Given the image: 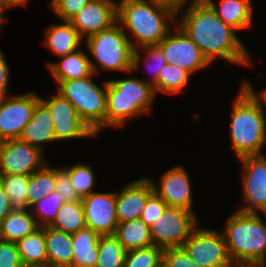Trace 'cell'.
<instances>
[{
	"instance_id": "27",
	"label": "cell",
	"mask_w": 266,
	"mask_h": 267,
	"mask_svg": "<svg viewBox=\"0 0 266 267\" xmlns=\"http://www.w3.org/2000/svg\"><path fill=\"white\" fill-rule=\"evenodd\" d=\"M38 227L31 212H10L0 222L2 240L15 243L32 233Z\"/></svg>"
},
{
	"instance_id": "21",
	"label": "cell",
	"mask_w": 266,
	"mask_h": 267,
	"mask_svg": "<svg viewBox=\"0 0 266 267\" xmlns=\"http://www.w3.org/2000/svg\"><path fill=\"white\" fill-rule=\"evenodd\" d=\"M217 16L236 31L246 29L253 23L251 0H220L217 6L213 0H205Z\"/></svg>"
},
{
	"instance_id": "35",
	"label": "cell",
	"mask_w": 266,
	"mask_h": 267,
	"mask_svg": "<svg viewBox=\"0 0 266 267\" xmlns=\"http://www.w3.org/2000/svg\"><path fill=\"white\" fill-rule=\"evenodd\" d=\"M162 253L163 250L155 245L128 250L123 267H161Z\"/></svg>"
},
{
	"instance_id": "36",
	"label": "cell",
	"mask_w": 266,
	"mask_h": 267,
	"mask_svg": "<svg viewBox=\"0 0 266 267\" xmlns=\"http://www.w3.org/2000/svg\"><path fill=\"white\" fill-rule=\"evenodd\" d=\"M142 49L146 53V57L144 58L146 67L149 71H151V79L149 83L153 85L157 81V77L160 69L166 65V60L164 58L163 51L158 44L153 45H145L142 47H138V49Z\"/></svg>"
},
{
	"instance_id": "33",
	"label": "cell",
	"mask_w": 266,
	"mask_h": 267,
	"mask_svg": "<svg viewBox=\"0 0 266 267\" xmlns=\"http://www.w3.org/2000/svg\"><path fill=\"white\" fill-rule=\"evenodd\" d=\"M64 202L62 196L55 190L34 203L30 207V211L38 226H49Z\"/></svg>"
},
{
	"instance_id": "37",
	"label": "cell",
	"mask_w": 266,
	"mask_h": 267,
	"mask_svg": "<svg viewBox=\"0 0 266 267\" xmlns=\"http://www.w3.org/2000/svg\"><path fill=\"white\" fill-rule=\"evenodd\" d=\"M91 0H51L49 7L60 20L70 21Z\"/></svg>"
},
{
	"instance_id": "9",
	"label": "cell",
	"mask_w": 266,
	"mask_h": 267,
	"mask_svg": "<svg viewBox=\"0 0 266 267\" xmlns=\"http://www.w3.org/2000/svg\"><path fill=\"white\" fill-rule=\"evenodd\" d=\"M182 248L200 267H235L222 232L197 226Z\"/></svg>"
},
{
	"instance_id": "19",
	"label": "cell",
	"mask_w": 266,
	"mask_h": 267,
	"mask_svg": "<svg viewBox=\"0 0 266 267\" xmlns=\"http://www.w3.org/2000/svg\"><path fill=\"white\" fill-rule=\"evenodd\" d=\"M53 118L49 109L40 101L32 114L29 123L22 130L19 140L27 142L31 146L45 149L44 143L54 142Z\"/></svg>"
},
{
	"instance_id": "7",
	"label": "cell",
	"mask_w": 266,
	"mask_h": 267,
	"mask_svg": "<svg viewBox=\"0 0 266 267\" xmlns=\"http://www.w3.org/2000/svg\"><path fill=\"white\" fill-rule=\"evenodd\" d=\"M93 72L81 79L63 80L57 86L59 92L76 110L80 118L96 134L105 128L107 80L103 88L93 82Z\"/></svg>"
},
{
	"instance_id": "32",
	"label": "cell",
	"mask_w": 266,
	"mask_h": 267,
	"mask_svg": "<svg viewBox=\"0 0 266 267\" xmlns=\"http://www.w3.org/2000/svg\"><path fill=\"white\" fill-rule=\"evenodd\" d=\"M126 252L114 235H100L95 267H123Z\"/></svg>"
},
{
	"instance_id": "4",
	"label": "cell",
	"mask_w": 266,
	"mask_h": 267,
	"mask_svg": "<svg viewBox=\"0 0 266 267\" xmlns=\"http://www.w3.org/2000/svg\"><path fill=\"white\" fill-rule=\"evenodd\" d=\"M230 138L237 159L263 154L266 145V111L242 85L232 106Z\"/></svg>"
},
{
	"instance_id": "18",
	"label": "cell",
	"mask_w": 266,
	"mask_h": 267,
	"mask_svg": "<svg viewBox=\"0 0 266 267\" xmlns=\"http://www.w3.org/2000/svg\"><path fill=\"white\" fill-rule=\"evenodd\" d=\"M125 185L119 193H116L118 223L140 218L148 198L154 193L151 181L147 176Z\"/></svg>"
},
{
	"instance_id": "20",
	"label": "cell",
	"mask_w": 266,
	"mask_h": 267,
	"mask_svg": "<svg viewBox=\"0 0 266 267\" xmlns=\"http://www.w3.org/2000/svg\"><path fill=\"white\" fill-rule=\"evenodd\" d=\"M78 49L60 57L58 63H47V69L52 73L57 85L63 80L81 79L93 73L89 56Z\"/></svg>"
},
{
	"instance_id": "49",
	"label": "cell",
	"mask_w": 266,
	"mask_h": 267,
	"mask_svg": "<svg viewBox=\"0 0 266 267\" xmlns=\"http://www.w3.org/2000/svg\"><path fill=\"white\" fill-rule=\"evenodd\" d=\"M235 267H251V266H235Z\"/></svg>"
},
{
	"instance_id": "41",
	"label": "cell",
	"mask_w": 266,
	"mask_h": 267,
	"mask_svg": "<svg viewBox=\"0 0 266 267\" xmlns=\"http://www.w3.org/2000/svg\"><path fill=\"white\" fill-rule=\"evenodd\" d=\"M0 267H22L17 243L0 242Z\"/></svg>"
},
{
	"instance_id": "12",
	"label": "cell",
	"mask_w": 266,
	"mask_h": 267,
	"mask_svg": "<svg viewBox=\"0 0 266 267\" xmlns=\"http://www.w3.org/2000/svg\"><path fill=\"white\" fill-rule=\"evenodd\" d=\"M175 28L176 31L170 30L166 37L158 43L163 51L166 63L184 69L190 74L209 66L210 63L204 57L200 48L179 26Z\"/></svg>"
},
{
	"instance_id": "11",
	"label": "cell",
	"mask_w": 266,
	"mask_h": 267,
	"mask_svg": "<svg viewBox=\"0 0 266 267\" xmlns=\"http://www.w3.org/2000/svg\"><path fill=\"white\" fill-rule=\"evenodd\" d=\"M44 152L19 139L0 142V175H31L48 161Z\"/></svg>"
},
{
	"instance_id": "14",
	"label": "cell",
	"mask_w": 266,
	"mask_h": 267,
	"mask_svg": "<svg viewBox=\"0 0 266 267\" xmlns=\"http://www.w3.org/2000/svg\"><path fill=\"white\" fill-rule=\"evenodd\" d=\"M51 97L46 100L40 98V101L49 109L53 118L55 141L91 136L97 138L66 98L59 92Z\"/></svg>"
},
{
	"instance_id": "3",
	"label": "cell",
	"mask_w": 266,
	"mask_h": 267,
	"mask_svg": "<svg viewBox=\"0 0 266 267\" xmlns=\"http://www.w3.org/2000/svg\"><path fill=\"white\" fill-rule=\"evenodd\" d=\"M229 217L222 234L234 265L266 267L265 220L238 210Z\"/></svg>"
},
{
	"instance_id": "30",
	"label": "cell",
	"mask_w": 266,
	"mask_h": 267,
	"mask_svg": "<svg viewBox=\"0 0 266 267\" xmlns=\"http://www.w3.org/2000/svg\"><path fill=\"white\" fill-rule=\"evenodd\" d=\"M56 189L55 167L47 162L41 169L33 172L29 177L27 203L31 207L44 196Z\"/></svg>"
},
{
	"instance_id": "8",
	"label": "cell",
	"mask_w": 266,
	"mask_h": 267,
	"mask_svg": "<svg viewBox=\"0 0 266 267\" xmlns=\"http://www.w3.org/2000/svg\"><path fill=\"white\" fill-rule=\"evenodd\" d=\"M199 224L194 211L167 206L160 217L149 227L152 242L162 250L182 247Z\"/></svg>"
},
{
	"instance_id": "48",
	"label": "cell",
	"mask_w": 266,
	"mask_h": 267,
	"mask_svg": "<svg viewBox=\"0 0 266 267\" xmlns=\"http://www.w3.org/2000/svg\"><path fill=\"white\" fill-rule=\"evenodd\" d=\"M2 241V237H1V229H0V242Z\"/></svg>"
},
{
	"instance_id": "28",
	"label": "cell",
	"mask_w": 266,
	"mask_h": 267,
	"mask_svg": "<svg viewBox=\"0 0 266 267\" xmlns=\"http://www.w3.org/2000/svg\"><path fill=\"white\" fill-rule=\"evenodd\" d=\"M29 177L30 175H0V182L10 200L11 212L30 211L27 203Z\"/></svg>"
},
{
	"instance_id": "43",
	"label": "cell",
	"mask_w": 266,
	"mask_h": 267,
	"mask_svg": "<svg viewBox=\"0 0 266 267\" xmlns=\"http://www.w3.org/2000/svg\"><path fill=\"white\" fill-rule=\"evenodd\" d=\"M11 212L10 200L0 182V222Z\"/></svg>"
},
{
	"instance_id": "10",
	"label": "cell",
	"mask_w": 266,
	"mask_h": 267,
	"mask_svg": "<svg viewBox=\"0 0 266 267\" xmlns=\"http://www.w3.org/2000/svg\"><path fill=\"white\" fill-rule=\"evenodd\" d=\"M239 161L243 168L242 190L247 204L238 211L241 214H266V156L248 155Z\"/></svg>"
},
{
	"instance_id": "17",
	"label": "cell",
	"mask_w": 266,
	"mask_h": 267,
	"mask_svg": "<svg viewBox=\"0 0 266 267\" xmlns=\"http://www.w3.org/2000/svg\"><path fill=\"white\" fill-rule=\"evenodd\" d=\"M116 17L117 2L91 0L69 22L85 40L94 33L110 28L117 22Z\"/></svg>"
},
{
	"instance_id": "26",
	"label": "cell",
	"mask_w": 266,
	"mask_h": 267,
	"mask_svg": "<svg viewBox=\"0 0 266 267\" xmlns=\"http://www.w3.org/2000/svg\"><path fill=\"white\" fill-rule=\"evenodd\" d=\"M114 236L127 251L154 245L150 228L140 218L118 223Z\"/></svg>"
},
{
	"instance_id": "2",
	"label": "cell",
	"mask_w": 266,
	"mask_h": 267,
	"mask_svg": "<svg viewBox=\"0 0 266 267\" xmlns=\"http://www.w3.org/2000/svg\"><path fill=\"white\" fill-rule=\"evenodd\" d=\"M176 11L157 0H120L117 2L116 20L124 31H130L134 39L130 42L136 49L158 44L164 39L171 30L167 21L176 23Z\"/></svg>"
},
{
	"instance_id": "38",
	"label": "cell",
	"mask_w": 266,
	"mask_h": 267,
	"mask_svg": "<svg viewBox=\"0 0 266 267\" xmlns=\"http://www.w3.org/2000/svg\"><path fill=\"white\" fill-rule=\"evenodd\" d=\"M161 267H200L182 247L164 249Z\"/></svg>"
},
{
	"instance_id": "46",
	"label": "cell",
	"mask_w": 266,
	"mask_h": 267,
	"mask_svg": "<svg viewBox=\"0 0 266 267\" xmlns=\"http://www.w3.org/2000/svg\"><path fill=\"white\" fill-rule=\"evenodd\" d=\"M29 0H0V7L6 11V8L26 5Z\"/></svg>"
},
{
	"instance_id": "39",
	"label": "cell",
	"mask_w": 266,
	"mask_h": 267,
	"mask_svg": "<svg viewBox=\"0 0 266 267\" xmlns=\"http://www.w3.org/2000/svg\"><path fill=\"white\" fill-rule=\"evenodd\" d=\"M167 204L153 193L147 200L140 219L151 227L158 217L165 211Z\"/></svg>"
},
{
	"instance_id": "31",
	"label": "cell",
	"mask_w": 266,
	"mask_h": 267,
	"mask_svg": "<svg viewBox=\"0 0 266 267\" xmlns=\"http://www.w3.org/2000/svg\"><path fill=\"white\" fill-rule=\"evenodd\" d=\"M191 74L172 64L164 65L158 74L157 81L152 85L157 92L179 94L190 81Z\"/></svg>"
},
{
	"instance_id": "34",
	"label": "cell",
	"mask_w": 266,
	"mask_h": 267,
	"mask_svg": "<svg viewBox=\"0 0 266 267\" xmlns=\"http://www.w3.org/2000/svg\"><path fill=\"white\" fill-rule=\"evenodd\" d=\"M71 167H62L69 175L72 186L76 191L77 195L82 199L94 192L95 174L92 168L87 164L77 162Z\"/></svg>"
},
{
	"instance_id": "16",
	"label": "cell",
	"mask_w": 266,
	"mask_h": 267,
	"mask_svg": "<svg viewBox=\"0 0 266 267\" xmlns=\"http://www.w3.org/2000/svg\"><path fill=\"white\" fill-rule=\"evenodd\" d=\"M181 166L176 165V167L163 173L158 186L153 182L154 180L149 179L154 193L168 206L194 211V208H192L193 200L190 176H188L187 170Z\"/></svg>"
},
{
	"instance_id": "24",
	"label": "cell",
	"mask_w": 266,
	"mask_h": 267,
	"mask_svg": "<svg viewBox=\"0 0 266 267\" xmlns=\"http://www.w3.org/2000/svg\"><path fill=\"white\" fill-rule=\"evenodd\" d=\"M100 235L85 227L72 234L73 259L71 267H95Z\"/></svg>"
},
{
	"instance_id": "15",
	"label": "cell",
	"mask_w": 266,
	"mask_h": 267,
	"mask_svg": "<svg viewBox=\"0 0 266 267\" xmlns=\"http://www.w3.org/2000/svg\"><path fill=\"white\" fill-rule=\"evenodd\" d=\"M86 227L99 235H114L118 224L116 193L92 192L81 199Z\"/></svg>"
},
{
	"instance_id": "6",
	"label": "cell",
	"mask_w": 266,
	"mask_h": 267,
	"mask_svg": "<svg viewBox=\"0 0 266 267\" xmlns=\"http://www.w3.org/2000/svg\"><path fill=\"white\" fill-rule=\"evenodd\" d=\"M155 96L153 86L146 80H107L105 127L122 128L128 118L149 113Z\"/></svg>"
},
{
	"instance_id": "22",
	"label": "cell",
	"mask_w": 266,
	"mask_h": 267,
	"mask_svg": "<svg viewBox=\"0 0 266 267\" xmlns=\"http://www.w3.org/2000/svg\"><path fill=\"white\" fill-rule=\"evenodd\" d=\"M47 267H71L72 234L45 226Z\"/></svg>"
},
{
	"instance_id": "47",
	"label": "cell",
	"mask_w": 266,
	"mask_h": 267,
	"mask_svg": "<svg viewBox=\"0 0 266 267\" xmlns=\"http://www.w3.org/2000/svg\"><path fill=\"white\" fill-rule=\"evenodd\" d=\"M6 15H4V10L0 7V30H1V26H3L4 23V19L6 20L5 18Z\"/></svg>"
},
{
	"instance_id": "40",
	"label": "cell",
	"mask_w": 266,
	"mask_h": 267,
	"mask_svg": "<svg viewBox=\"0 0 266 267\" xmlns=\"http://www.w3.org/2000/svg\"><path fill=\"white\" fill-rule=\"evenodd\" d=\"M56 191L62 196L65 202L81 200L74 190L68 173L61 167L55 168Z\"/></svg>"
},
{
	"instance_id": "23",
	"label": "cell",
	"mask_w": 266,
	"mask_h": 267,
	"mask_svg": "<svg viewBox=\"0 0 266 267\" xmlns=\"http://www.w3.org/2000/svg\"><path fill=\"white\" fill-rule=\"evenodd\" d=\"M45 34L44 44L59 57L78 50L84 40L68 21L51 25L46 29Z\"/></svg>"
},
{
	"instance_id": "5",
	"label": "cell",
	"mask_w": 266,
	"mask_h": 267,
	"mask_svg": "<svg viewBox=\"0 0 266 267\" xmlns=\"http://www.w3.org/2000/svg\"><path fill=\"white\" fill-rule=\"evenodd\" d=\"M130 41L129 34L117 22L106 30L86 37L87 51L96 60L89 58L93 72L97 75L99 69H104L130 73L140 68V49H134Z\"/></svg>"
},
{
	"instance_id": "13",
	"label": "cell",
	"mask_w": 266,
	"mask_h": 267,
	"mask_svg": "<svg viewBox=\"0 0 266 267\" xmlns=\"http://www.w3.org/2000/svg\"><path fill=\"white\" fill-rule=\"evenodd\" d=\"M39 102L40 97L35 92L9 96L0 101V142L19 138Z\"/></svg>"
},
{
	"instance_id": "42",
	"label": "cell",
	"mask_w": 266,
	"mask_h": 267,
	"mask_svg": "<svg viewBox=\"0 0 266 267\" xmlns=\"http://www.w3.org/2000/svg\"><path fill=\"white\" fill-rule=\"evenodd\" d=\"M9 66L5 60V57L2 54V50L0 49V101L4 98H7V91H9Z\"/></svg>"
},
{
	"instance_id": "1",
	"label": "cell",
	"mask_w": 266,
	"mask_h": 267,
	"mask_svg": "<svg viewBox=\"0 0 266 267\" xmlns=\"http://www.w3.org/2000/svg\"><path fill=\"white\" fill-rule=\"evenodd\" d=\"M190 3L176 25L200 48L208 62L212 64L216 57H221L236 65H251L250 54L236 30L226 25L205 0Z\"/></svg>"
},
{
	"instance_id": "45",
	"label": "cell",
	"mask_w": 266,
	"mask_h": 267,
	"mask_svg": "<svg viewBox=\"0 0 266 267\" xmlns=\"http://www.w3.org/2000/svg\"><path fill=\"white\" fill-rule=\"evenodd\" d=\"M157 1L174 7L177 10L176 11V17L179 16V14H180L179 11L182 10L186 5H188V2H189V0H157ZM190 1L192 2L194 0H190Z\"/></svg>"
},
{
	"instance_id": "44",
	"label": "cell",
	"mask_w": 266,
	"mask_h": 267,
	"mask_svg": "<svg viewBox=\"0 0 266 267\" xmlns=\"http://www.w3.org/2000/svg\"><path fill=\"white\" fill-rule=\"evenodd\" d=\"M243 86L252 94V96L260 103L261 107L264 109L266 107V88L260 91V94H256L253 90L251 83L244 81ZM266 111V109H265Z\"/></svg>"
},
{
	"instance_id": "29",
	"label": "cell",
	"mask_w": 266,
	"mask_h": 267,
	"mask_svg": "<svg viewBox=\"0 0 266 267\" xmlns=\"http://www.w3.org/2000/svg\"><path fill=\"white\" fill-rule=\"evenodd\" d=\"M54 229L74 234L85 228V215L81 200L64 202L54 221L49 225Z\"/></svg>"
},
{
	"instance_id": "25",
	"label": "cell",
	"mask_w": 266,
	"mask_h": 267,
	"mask_svg": "<svg viewBox=\"0 0 266 267\" xmlns=\"http://www.w3.org/2000/svg\"><path fill=\"white\" fill-rule=\"evenodd\" d=\"M22 266L47 267L45 226H39L17 242Z\"/></svg>"
}]
</instances>
